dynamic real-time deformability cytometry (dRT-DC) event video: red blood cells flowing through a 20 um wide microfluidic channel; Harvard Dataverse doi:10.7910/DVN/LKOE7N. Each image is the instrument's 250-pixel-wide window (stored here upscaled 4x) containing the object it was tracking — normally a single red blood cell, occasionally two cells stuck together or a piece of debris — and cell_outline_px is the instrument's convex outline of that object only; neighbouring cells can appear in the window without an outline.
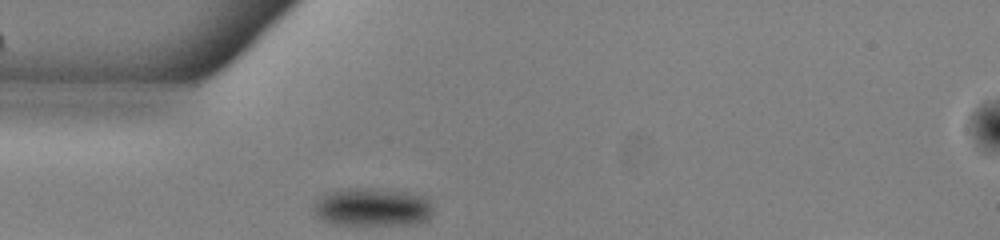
{"species": "common noctule bat (a hibernating species)", "species_latin": "Nyctalus noctula", "temperature_condition": "warm", "stored_images_in_passage": 30, "camera_frame_rate_fps": 3000, "um_per_image_px": 0.085, "animal": {"sex": "male", "body_mass_g": 13.0, "forearm_length_mm": 53.1}, "frame": {"image": 1, "passage_image": 1, "time_ms": 0.0, "image_size_px": [1000, 240], "cell_outline_px": [[432, 212], [428, 220], [420, 224], [328, 224], [320, 220], [316, 216], [312, 208], [312, 204], [324, 192], [340, 188], [380, 188], [412, 192], [428, 196], [432, 200]], "centroid_in_image_um": [31.65, 17.58], "position_along_channel_um": 53.4, "area_um2": 27.69}}
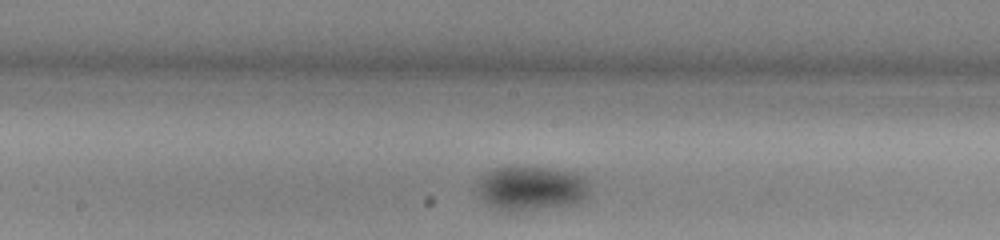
{"frame": {"image": 2, "passage_image": 13, "time_ms": 4.0, "image_size_px": [1000, 240], "cell_outline_px": [[588, 196], [580, 200], [568, 204], [512, 212], [508, 212], [488, 204], [480, 196], [480, 176], [484, 172], [496, 168], [548, 168], [568, 172], [584, 176], [588, 180]], "centroid_in_image_um": [45.15, 16.0], "position_along_channel_um": 203.0, "area_um2": 28.15}}
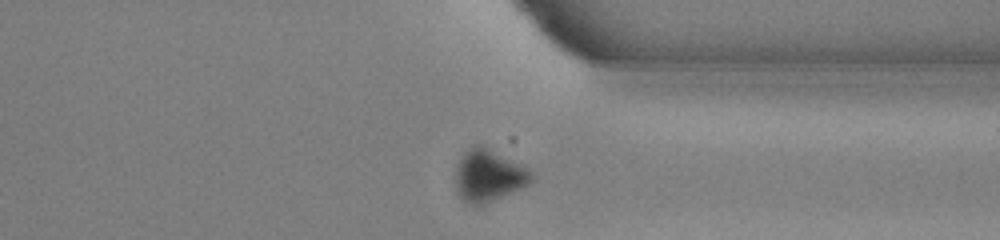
{"frame": {"image": 3, "passage_image": 26, "time_ms": 8.333, "image_size_px": [1000, 240], "cell_outline_px": [[536, 176], [528, 184], [488, 204], [476, 208], [464, 200], [456, 192], [456, 164], [460, 156], [464, 152], [476, 144], [480, 144], [488, 148], [524, 168]], "centroid_in_image_um": [41.47, 14.97], "position_along_channel_um": 369.9, "area_um2": 22.83}, "authors_computed_cell_mechanics": {"area_um2": 27.4839, "velocity_mm_per_s": 3.9042, "shape_relaxation_time_tau1_ms": 3.333, "shape_relaxation_time_tau2_ms": null, "deformation_change_tau1": 0.0752, "deformation_change_tau2": null}}